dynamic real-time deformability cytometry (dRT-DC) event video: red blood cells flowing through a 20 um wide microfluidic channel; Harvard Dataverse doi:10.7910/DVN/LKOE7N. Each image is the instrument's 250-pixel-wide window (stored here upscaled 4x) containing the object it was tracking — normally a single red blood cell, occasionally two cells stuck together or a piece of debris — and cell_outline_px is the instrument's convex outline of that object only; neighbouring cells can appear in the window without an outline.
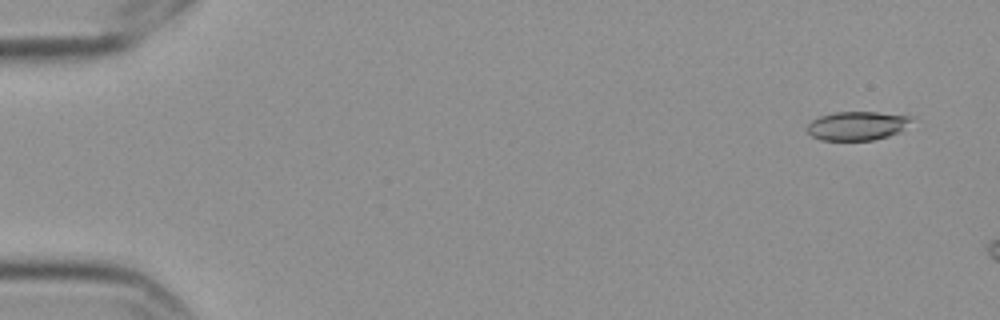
{"species": "Egyptian fruit bat (a non-hibernating species)", "species_latin": "Rousettus aegyptiacus", "temperature_condition": "cold", "stored_images_in_passage": 3, "camera_frame_rate_fps": 3000, "um_per_image_px": 0.085, "frame": {"image": 1, "passage_image": 1, "time_ms": 0.0, "image_size_px": [1000, 320], "cell_outline_px": [[916, 116], [900, 132], [888, 136], [872, 140], [820, 140], [812, 136], [808, 132], [808, 124], [812, 120], [820, 116], [832, 112], [876, 112]], "centroid_in_image_um": [72.88, 10.68], "position_along_channel_um": 12.1, "area_um2": 17.57}}